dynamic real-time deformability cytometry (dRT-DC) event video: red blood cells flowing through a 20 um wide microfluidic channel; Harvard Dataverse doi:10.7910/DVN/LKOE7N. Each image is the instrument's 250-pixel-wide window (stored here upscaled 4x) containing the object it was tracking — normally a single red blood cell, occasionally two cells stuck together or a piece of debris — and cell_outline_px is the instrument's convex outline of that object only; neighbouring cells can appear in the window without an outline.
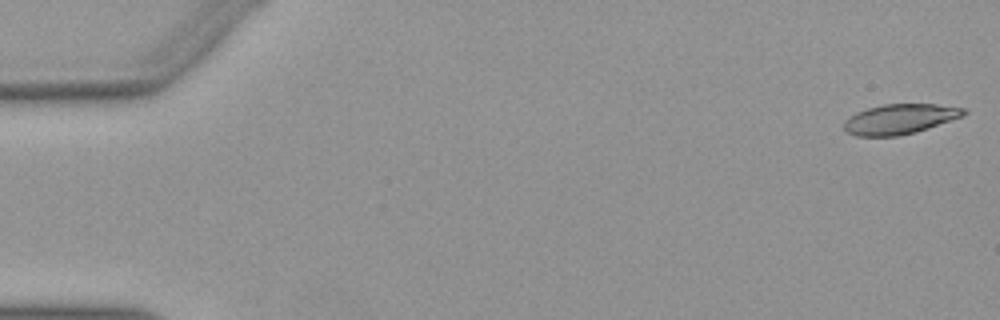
{"species": "Egyptian fruit bat (a non-hibernating species)", "species_latin": "Rousettus aegyptiacus", "temperature_condition": "warm", "stored_images_in_passage": 25, "camera_frame_rate_fps": 3000, "um_per_image_px": 0.085, "animal": {"sex": "female"}, "frame": {"image": 1, "passage_image": 1, "time_ms": 0.0, "image_size_px": [1000, 320], "cell_outline_px": [[968, 112], [964, 116], [916, 132], [900, 136], [856, 136], [848, 132], [844, 128], [844, 120], [848, 116], [856, 112], [868, 108], [884, 104], [936, 104], [964, 108]], "centroid_in_image_um": [76.49, 10.12], "position_along_channel_um": 8.5, "area_um2": 21.04}}
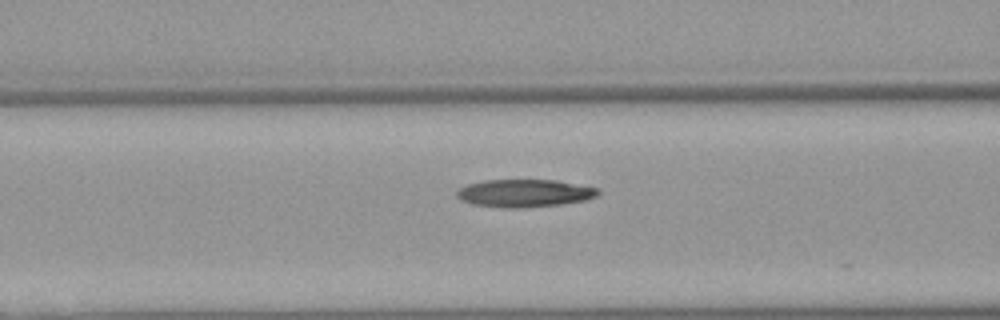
{"frame": {"image": 2, "passage_image": 21, "time_ms": 6.667, "image_size_px": [1000, 320], "cell_outline_px": [[600, 192], [596, 196], [584, 200], [560, 204], [524, 208], [504, 208], [472, 204], [460, 200], [456, 196], [456, 192], [460, 188], [468, 184], [484, 180], [556, 180], [600, 188]], "centroid_in_image_um": [44.57, 16.42], "position_along_channel_um": 122.0, "area_um2": 22.89}}
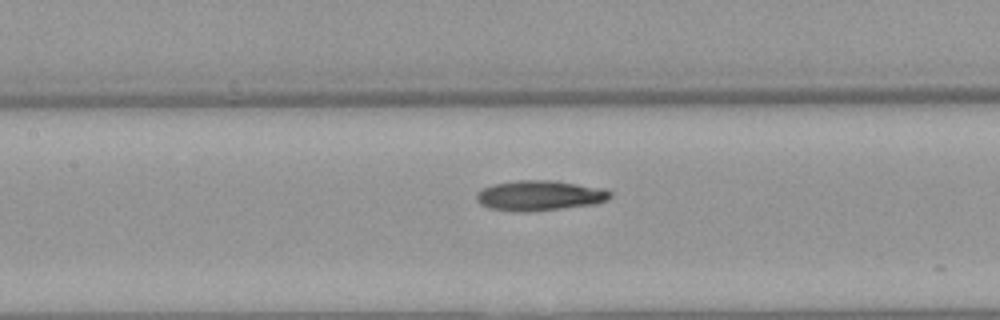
{"frame": {"image": 3, "passage_image": 24, "time_ms": 7.667, "image_size_px": [1000, 320], "cell_outline_px": [[612, 196], [608, 200], [596, 204], [524, 212], [512, 212], [488, 208], [480, 204], [476, 200], [476, 192], [492, 184], [516, 180], [552, 180], [608, 188], [612, 192]], "centroid_in_image_um": [45.89, 16.61], "position_along_channel_um": 161.5, "area_um2": 23.93}}